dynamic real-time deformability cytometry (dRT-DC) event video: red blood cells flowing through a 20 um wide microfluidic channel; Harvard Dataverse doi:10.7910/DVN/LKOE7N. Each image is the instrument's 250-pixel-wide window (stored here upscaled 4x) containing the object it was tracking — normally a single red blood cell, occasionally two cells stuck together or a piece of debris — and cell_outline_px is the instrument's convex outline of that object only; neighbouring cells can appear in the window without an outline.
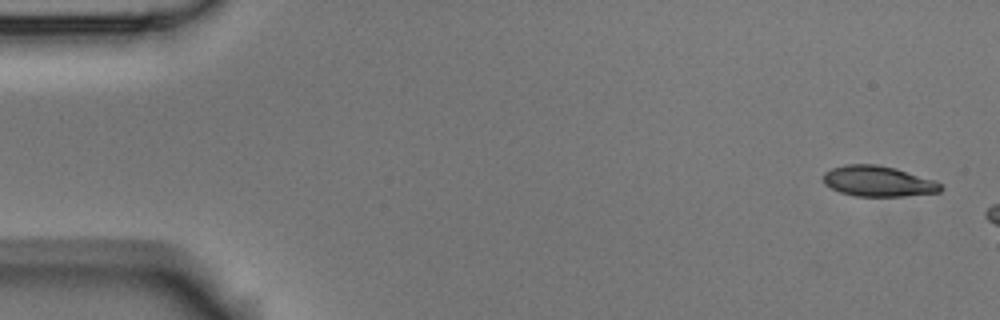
{"species": "Egyptian fruit bat (a non-hibernating species)", "species_latin": "Rousettus aegyptiacus", "temperature_condition": "room temperature", "stored_images_in_passage": 3, "camera_frame_rate_fps": 3000, "um_per_image_px": 0.085, "animal": {"sex": "male"}, "frame": {"image": 1, "passage_image": 1, "time_ms": 0.0, "image_size_px": [1000, 320], "cell_outline_px": [[944, 188], [940, 192], [904, 196], [856, 196], [840, 192], [824, 184], [824, 172], [832, 168], [844, 164], [876, 164], [896, 168], [936, 180], [944, 184]], "centroid_in_image_um": [74.69, 15.4], "position_along_channel_um": 10.3, "area_um2": 21.15}}